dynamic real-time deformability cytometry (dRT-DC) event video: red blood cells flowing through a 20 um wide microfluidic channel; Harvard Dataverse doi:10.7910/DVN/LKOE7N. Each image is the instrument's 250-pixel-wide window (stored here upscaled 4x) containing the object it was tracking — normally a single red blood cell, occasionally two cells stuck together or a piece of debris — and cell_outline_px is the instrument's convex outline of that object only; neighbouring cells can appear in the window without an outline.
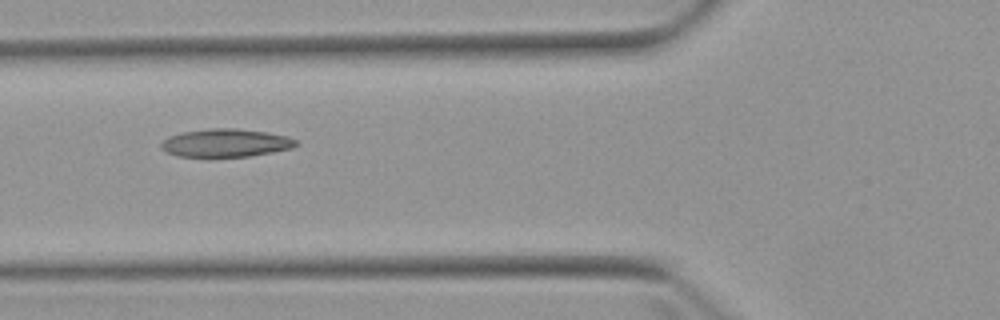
{"species": "Egyptian fruit bat (a non-hibernating species)", "species_latin": "Rousettus aegyptiacus", "temperature_condition": "warm", "stored_images_in_passage": 7, "camera_frame_rate_fps": 3000, "um_per_image_px": 0.085, "animal": {"sex": "female"}, "frame": {"image": 1, "passage_image": 5, "time_ms": 6.0, "image_size_px": [1000, 320], "cell_outline_px": [[300, 144], [292, 148], [272, 152], [248, 156], [208, 160], [176, 156], [160, 148], [160, 144], [168, 136], [184, 132], [212, 128], [236, 128], [268, 132], [288, 136], [296, 140]], "centroid_in_image_um": [19.16, 12.19], "position_along_channel_um": 106.6, "area_um2": 23.0}}
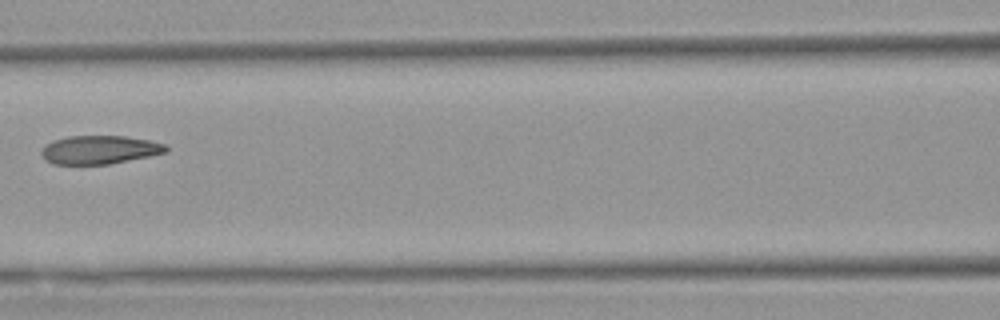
{"frame": {"image": 2, "passage_image": 6, "time_ms": 7.333, "image_size_px": [1000, 320], "cell_outline_px": [[168, 152], [108, 164], [52, 164], [44, 160], [40, 156], [40, 152], [44, 144], [52, 140], [68, 136], [124, 136], [148, 140], [164, 144], [168, 148]], "centroid_in_image_um": [8.38, 12.73], "position_along_channel_um": 158.2, "area_um2": 20.75}}
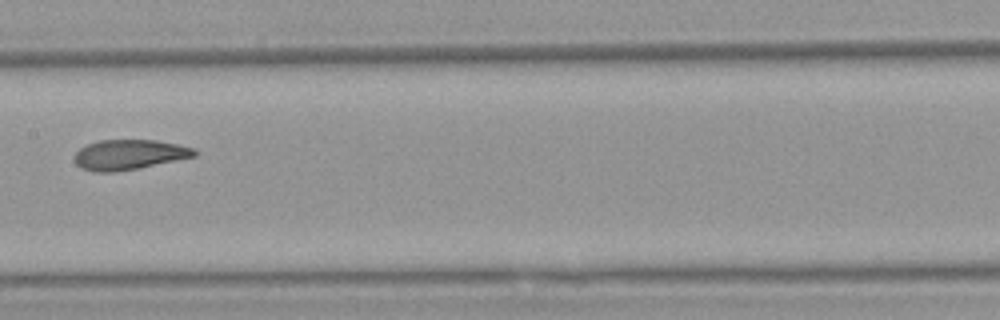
{"frame": {"image": 3, "passage_image": 7, "time_ms": 8.333, "image_size_px": [1000, 320], "cell_outline_px": [[200, 152], [196, 156], [136, 168], [112, 172], [92, 172], [80, 168], [76, 164], [76, 152], [80, 148], [88, 144], [100, 140], [156, 140], [196, 148]], "centroid_in_image_um": [11.0, 13.14], "position_along_channel_um": 196.4, "area_um2": 20.87}}